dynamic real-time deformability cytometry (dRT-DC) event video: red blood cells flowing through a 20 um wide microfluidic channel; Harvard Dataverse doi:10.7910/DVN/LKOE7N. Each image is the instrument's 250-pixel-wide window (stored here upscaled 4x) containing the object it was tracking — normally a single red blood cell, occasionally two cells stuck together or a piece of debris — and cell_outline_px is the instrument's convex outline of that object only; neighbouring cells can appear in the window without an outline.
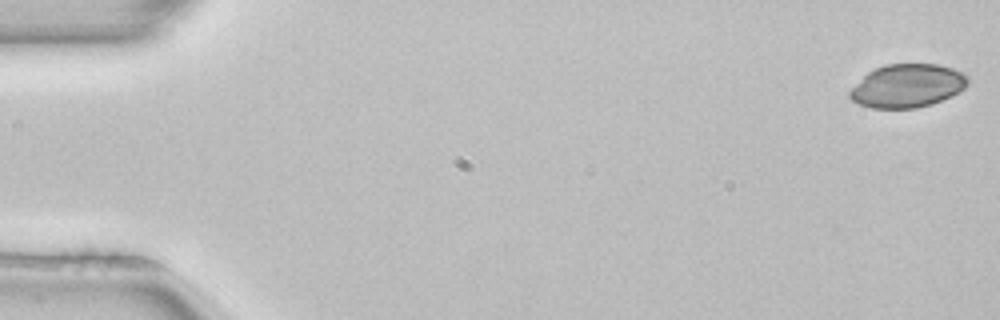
{"species": "common noctule bat (a hibernating species)", "species_latin": "Nyctalus noctula", "temperature_condition": "room temperature", "stored_images_in_passage": 52, "camera_frame_rate_fps": 3000, "um_per_image_px": 0.085, "animal": {"sex": "female", "body_mass_g": 22.7, "forearm_length_mm": 54.2}, "frame": {"image": 1, "passage_image": 1, "time_ms": 0.0, "image_size_px": [1000, 320], "cell_outline_px": [[968, 84], [964, 88], [952, 96], [932, 104], [916, 108], [872, 108], [860, 104], [852, 100], [848, 96], [848, 92], [868, 72], [884, 64], [936, 64], [952, 68], [968, 76]], "centroid_in_image_um": [77.13, 7.3], "position_along_channel_um": 7.9, "area_um2": 29.71}}
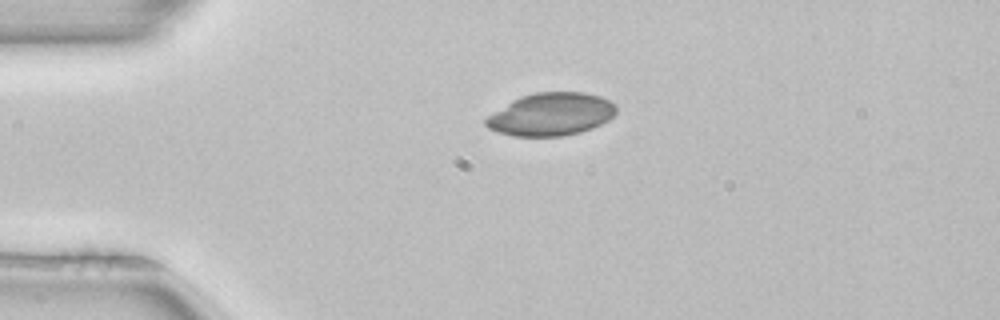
{"frame": {"image": 2, "passage_image": 12, "time_ms": 3.667, "image_size_px": [1000, 320], "cell_outline_px": [[616, 112], [608, 120], [592, 128], [580, 132], [564, 136], [512, 136], [496, 132], [488, 128], [484, 124], [484, 120], [488, 116], [512, 100], [520, 96], [536, 92], [584, 92], [600, 96], [616, 104]], "centroid_in_image_um": [46.82, 9.72], "position_along_channel_um": 38.2, "area_um2": 32.54}}
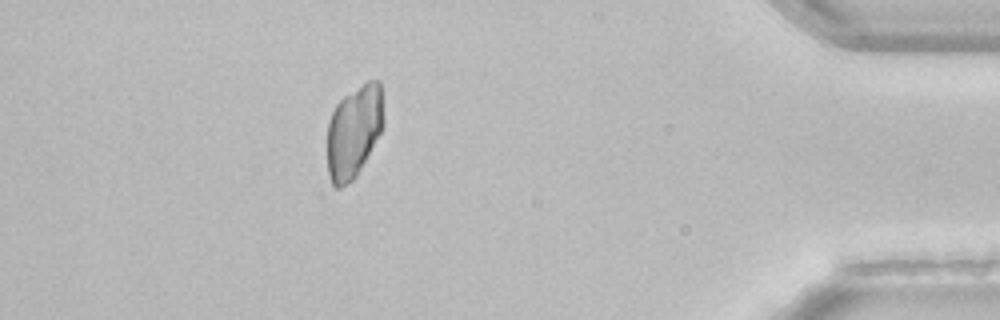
{"frame": {"image": 3, "passage_image": 46, "time_ms": 15.0, "image_size_px": [1000, 320], "cell_outline_px": [[384, 124], [380, 132], [356, 176], [352, 180], [340, 188], [328, 188], [328, 124], [332, 112], [336, 104], [344, 96], [368, 80], [380, 80], [384, 120]], "centroid_in_image_um": [30.06, 11.21], "position_along_channel_um": 405.1, "area_um2": 30.4}}